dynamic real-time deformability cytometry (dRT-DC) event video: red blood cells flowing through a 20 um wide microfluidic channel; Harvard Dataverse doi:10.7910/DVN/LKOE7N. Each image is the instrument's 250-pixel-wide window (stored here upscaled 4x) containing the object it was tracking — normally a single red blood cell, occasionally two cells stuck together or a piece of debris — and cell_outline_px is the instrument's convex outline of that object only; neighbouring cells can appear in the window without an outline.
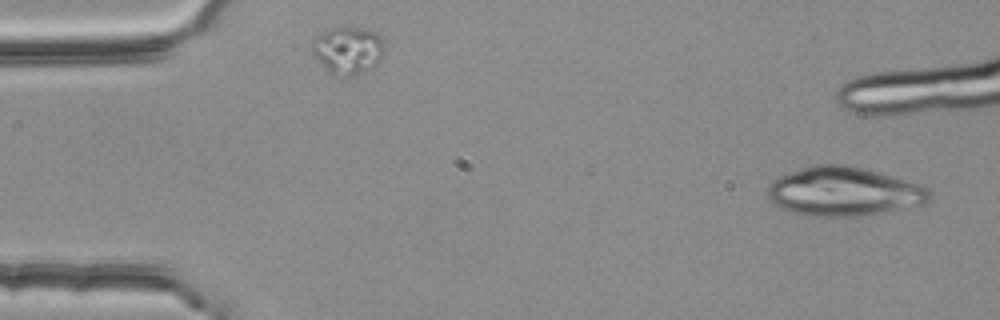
{"species": "common noctule bat (a hibernating species)", "species_latin": "Nyctalus noctula", "temperature_condition": "room temperature", "stored_images_in_passage": 6, "camera_frame_rate_fps": 3000, "um_per_image_px": 0.085, "animal": {"sex": "female", "body_mass_g": 25.1}, "frame": {"image": 1, "passage_image": 1, "time_ms": 0.0, "image_size_px": [1000, 320], "cell_outline_px": [[932, 196], [924, 204], [880, 212], [856, 216], [800, 216], [780, 208], [768, 200], [768, 184], [772, 180], [788, 172], [816, 164], [844, 164], [864, 168], [904, 180], [928, 188], [932, 192]], "centroid_in_image_um": [71.65, 16.28], "position_along_channel_um": 13.4, "area_um2": 46.07}}